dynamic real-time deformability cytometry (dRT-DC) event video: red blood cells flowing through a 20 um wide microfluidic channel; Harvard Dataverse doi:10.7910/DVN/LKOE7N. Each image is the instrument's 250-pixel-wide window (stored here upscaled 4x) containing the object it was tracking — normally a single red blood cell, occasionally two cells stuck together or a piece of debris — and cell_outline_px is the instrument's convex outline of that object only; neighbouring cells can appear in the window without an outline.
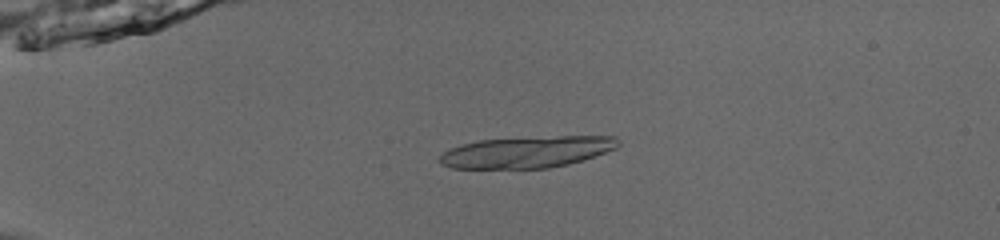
{"species": "common noctule bat (a hibernating species)", "species_latin": "Nyctalus noctula", "temperature_condition": "room temperature", "stored_images_in_passage": 52, "camera_frame_rate_fps": 3000, "um_per_image_px": 0.085, "animal": {"sex": "male", "body_mass_g": 13.0, "forearm_length_mm": 53.1}, "frame": {"image": 1, "passage_image": 14, "time_ms": 4.333, "image_size_px": [1000, 240], "cell_outline_px": [[620, 144], [616, 148], [568, 164], [548, 168], [452, 168], [440, 164], [440, 156], [444, 152], [460, 144], [480, 140], [560, 136], [616, 136], [620, 140]], "centroid_in_image_um": [44.79, 12.92], "position_along_channel_um": 40.2, "area_um2": 32.37}}
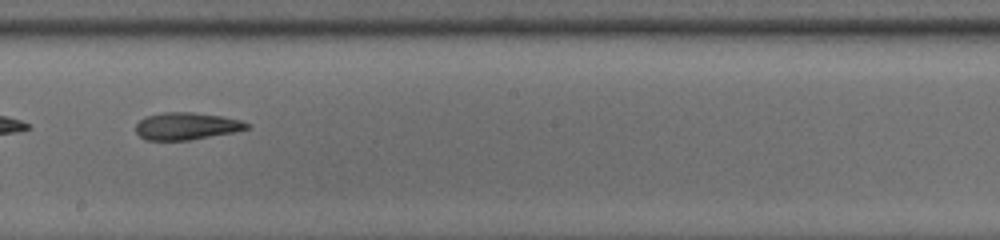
{"frame": {"image": 2, "passage_image": 33, "time_ms": 10.667, "image_size_px": [1000, 240], "cell_outline_px": [[248, 128], [232, 132], [188, 140], [144, 140], [136, 132], [136, 124], [144, 116], [164, 112], [192, 112], [220, 116], [240, 120], [248, 124]], "centroid_in_image_um": [15.78, 10.71], "position_along_channel_um": 232.4, "area_um2": 17.4}}
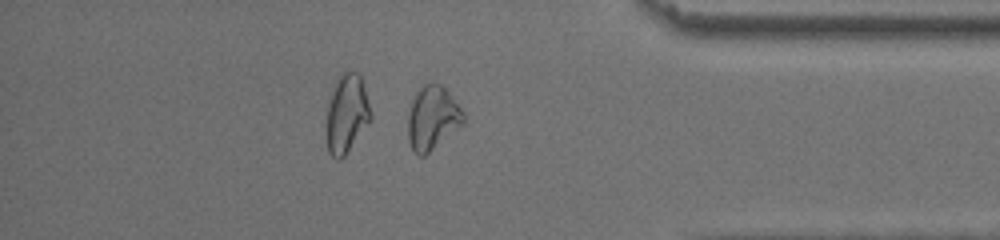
{"frame": {"image": 3, "passage_image": 47, "time_ms": 15.333, "image_size_px": [1000, 240], "cell_outline_px": [[464, 120], [460, 124], [424, 156], [420, 156], [412, 148], [408, 140], [408, 116], [412, 100], [416, 92], [424, 84], [440, 84], [448, 92], [464, 112]], "centroid_in_image_um": [36.72, 10.0], "position_along_channel_um": 398.5, "area_um2": 19.83}, "authors_computed_cell_mechanics": {"area_um2": 19.9988, "velocity_mm_per_s": 3.8738, "shape_relaxation_time_tau1_ms": 5.8793, "shape_relaxation_time_tau2_ms": null, "deformation_change_tau1": 0.1662, "deformation_change_tau2": null}}